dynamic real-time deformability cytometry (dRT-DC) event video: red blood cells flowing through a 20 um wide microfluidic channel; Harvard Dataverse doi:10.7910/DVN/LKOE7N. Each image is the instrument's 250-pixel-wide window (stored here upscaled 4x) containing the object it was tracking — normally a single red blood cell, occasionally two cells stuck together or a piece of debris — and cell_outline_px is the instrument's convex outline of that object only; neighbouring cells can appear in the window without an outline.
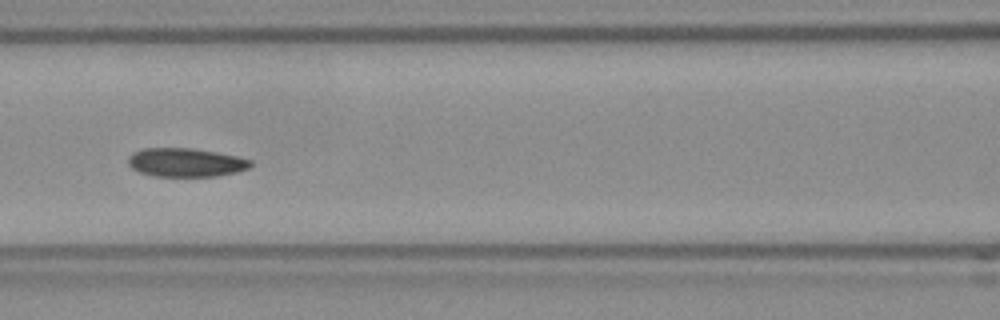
{"species": "Egyptian fruit bat (a non-hibernating species)", "species_latin": "Rousettus aegyptiacus", "temperature_condition": "room temperature", "stored_images_in_passage": 45, "camera_frame_rate_fps": 3000, "um_per_image_px": 0.085, "frame": {"image": 1, "passage_image": 14, "time_ms": 4.333, "image_size_px": [1000, 320], "cell_outline_px": [[252, 164], [248, 168], [236, 172], [216, 176], [152, 176], [140, 172], [132, 168], [128, 164], [128, 156], [132, 152], [144, 148], [192, 148], [216, 152], [236, 156], [252, 160]], "centroid_in_image_um": [15.76, 13.8], "position_along_channel_um": 150.8, "area_um2": 20.46}, "authors_computed_cell_mechanics": {"area_um2": 20.6924, "velocity_mm_per_s": 3.8379, "shape_relaxation_time_tau1_ms": 8.9186, "shape_relaxation_time_tau2_ms": null, "deformation_change_tau1": 0.1256, "deformation_change_tau2": null}}